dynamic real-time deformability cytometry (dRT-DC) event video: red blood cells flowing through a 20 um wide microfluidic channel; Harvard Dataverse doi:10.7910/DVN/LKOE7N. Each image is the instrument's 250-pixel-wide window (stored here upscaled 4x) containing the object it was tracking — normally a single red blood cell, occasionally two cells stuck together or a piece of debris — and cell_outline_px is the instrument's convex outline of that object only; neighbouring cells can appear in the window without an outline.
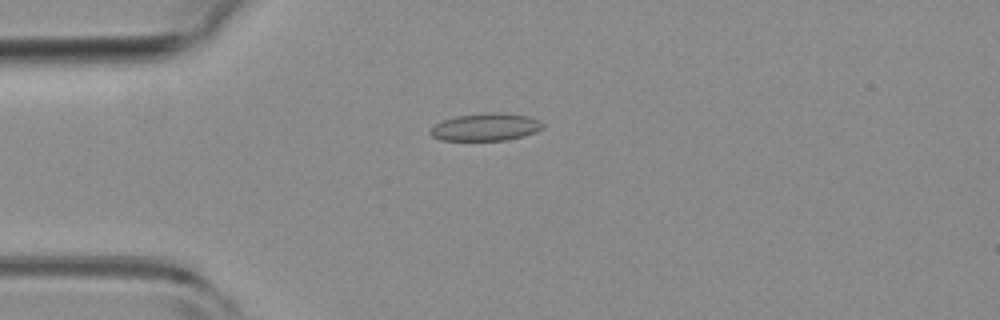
{"species": "common noctule bat (a hibernating species)", "species_latin": "Nyctalus noctula", "temperature_condition": "room temperature", "stored_images_in_passage": 6, "camera_frame_rate_fps": 3000, "um_per_image_px": 0.085, "animal": {"sex": "female", "body_mass_g": 19.3, "forearm_length_mm": 54.1}, "frame": {"image": 1, "passage_image": 4, "time_ms": 1.0, "image_size_px": [1000, 320], "cell_outline_px": [[544, 128], [536, 132], [524, 136], [504, 140], [440, 140], [432, 136], [428, 132], [436, 124], [444, 120], [456, 116], [488, 112], [500, 112], [528, 116], [540, 120], [544, 124]], "centroid_in_image_um": [41.32, 10.79], "position_along_channel_um": 43.7, "area_um2": 18.09}}
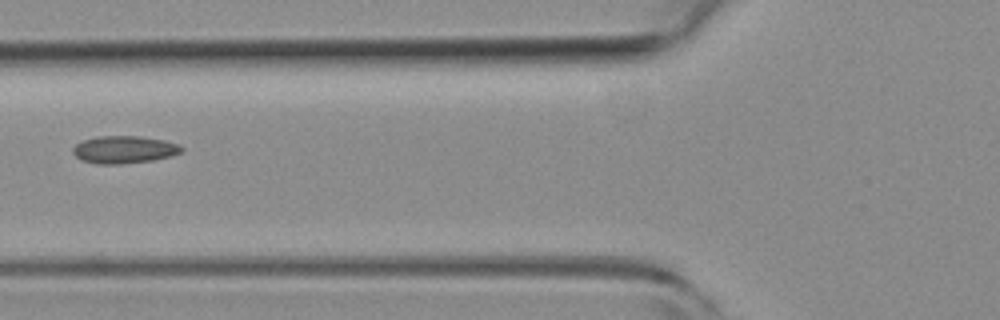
{"frame": {"image": 2, "passage_image": 6, "time_ms": 1.667, "image_size_px": [1000, 320], "cell_outline_px": [[184, 148], [180, 152], [172, 156], [152, 160], [120, 164], [96, 164], [80, 160], [72, 152], [72, 148], [76, 144], [84, 140], [96, 136], [140, 136], [164, 140], [180, 144]], "centroid_in_image_um": [10.54, 12.71], "position_along_channel_um": 115.3, "area_um2": 17.51}}